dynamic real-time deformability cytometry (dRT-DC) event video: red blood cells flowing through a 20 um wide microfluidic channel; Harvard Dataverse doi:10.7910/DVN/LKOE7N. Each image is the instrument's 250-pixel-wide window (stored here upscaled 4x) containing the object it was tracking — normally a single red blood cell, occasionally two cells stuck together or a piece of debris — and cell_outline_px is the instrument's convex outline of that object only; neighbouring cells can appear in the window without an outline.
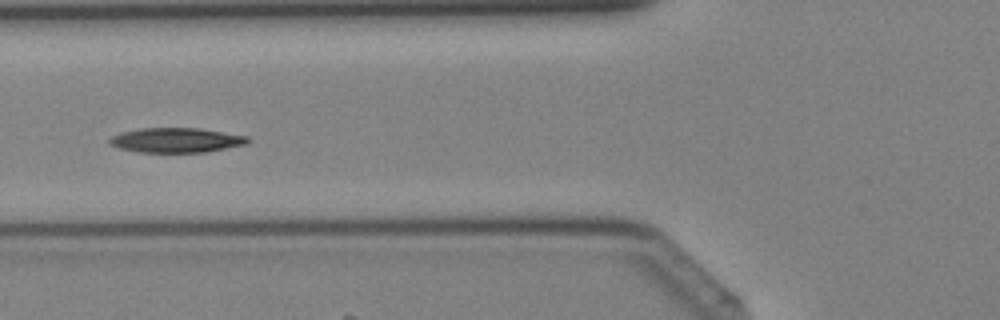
{"species": "Egyptian fruit bat (a non-hibernating species)", "species_latin": "Rousettus aegyptiacus", "temperature_condition": "cold", "stored_images_in_passage": 33, "camera_frame_rate_fps": 3000, "um_per_image_px": 0.085, "animal": {"sex": "female"}, "frame": {"image": 1, "passage_image": 12, "time_ms": 3.667, "image_size_px": [1000, 320], "cell_outline_px": [[252, 140], [248, 144], [208, 152], [136, 152], [120, 148], [108, 144], [108, 140], [112, 136], [120, 132], [140, 128], [196, 128], [248, 136]], "centroid_in_image_um": [14.98, 11.92], "position_along_channel_um": 110.8, "area_um2": 20.06}}
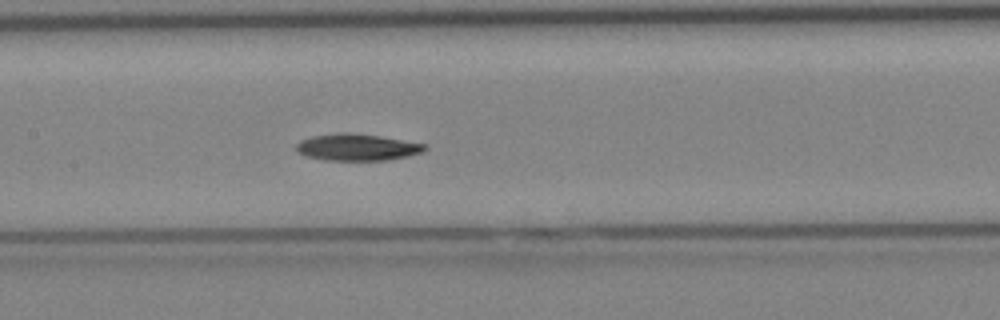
{"frame": {"image": 2, "passage_image": 16, "time_ms": 5.0, "image_size_px": [1000, 320], "cell_outline_px": [[428, 148], [424, 152], [408, 156], [388, 160], [324, 160], [304, 156], [296, 152], [296, 144], [300, 140], [312, 136], [340, 132], [348, 132], [380, 136], [428, 144]], "centroid_in_image_um": [30.36, 12.51], "position_along_channel_um": 177.0, "area_um2": 20.35}}
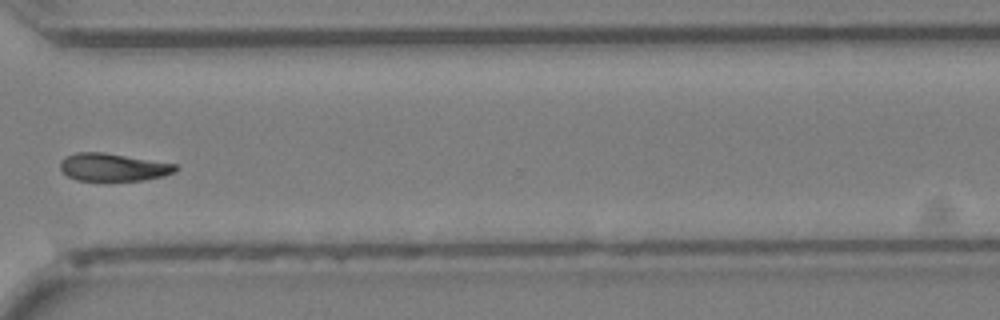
{"frame": {"image": 3, "passage_image": 27, "time_ms": 8.667, "image_size_px": [1000, 320], "cell_outline_px": [[180, 168], [176, 172], [164, 176], [144, 180], [76, 180], [68, 176], [60, 168], [60, 160], [76, 152], [104, 152], [176, 164]], "centroid_in_image_um": [9.65, 14.21], "position_along_channel_um": 360.9, "area_um2": 18.61}}